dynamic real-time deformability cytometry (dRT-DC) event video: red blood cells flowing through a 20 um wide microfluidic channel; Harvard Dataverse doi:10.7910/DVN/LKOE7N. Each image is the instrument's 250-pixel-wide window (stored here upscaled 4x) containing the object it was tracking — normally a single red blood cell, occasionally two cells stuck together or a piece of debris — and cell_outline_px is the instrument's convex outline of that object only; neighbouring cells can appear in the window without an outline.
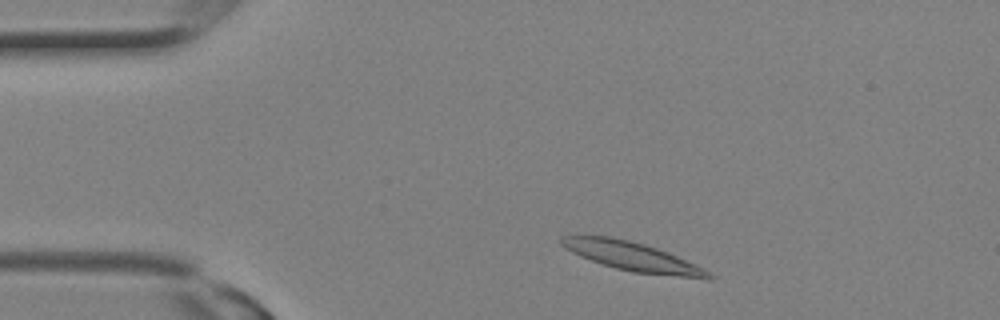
{"species": "Egyptian fruit bat (a non-hibernating species)", "species_latin": "Rousettus aegyptiacus", "temperature_condition": "room temperature", "stored_images_in_passage": 16, "camera_frame_rate_fps": 3000, "um_per_image_px": 0.085, "animal": {"sex": "female"}, "frame": {"image": 1, "passage_image": 2, "time_ms": 0.333, "image_size_px": [1000, 320], "cell_outline_px": [[716, 276], [712, 280], [632, 272], [616, 268], [580, 256], [564, 248], [560, 244], [560, 236], [608, 236], [628, 240], [644, 244], [668, 252], [696, 264], [704, 268]], "centroid_in_image_um": [53.82, 21.82], "position_along_channel_um": 31.2, "area_um2": 24.8}}
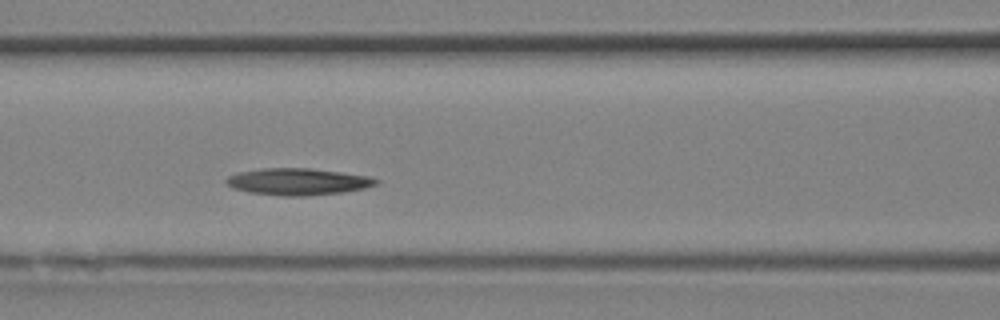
{"frame": {"image": 2, "passage_image": 9, "time_ms": 2.667, "image_size_px": [1000, 320], "cell_outline_px": [[380, 184], [364, 188], [344, 192], [304, 196], [284, 196], [248, 192], [232, 188], [224, 180], [228, 176], [240, 172], [264, 168], [312, 168], [368, 176], [380, 180]], "centroid_in_image_um": [25.34, 15.44], "position_along_channel_um": 141.3, "area_um2": 23.41}}
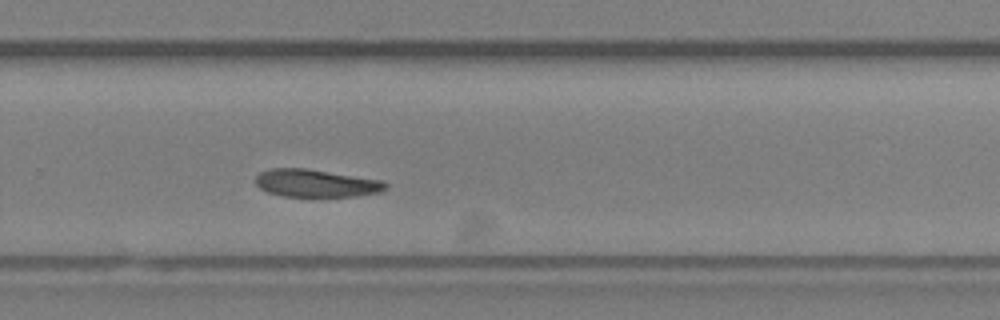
{"frame": {"image": 3, "passage_image": 16, "time_ms": 5.0, "image_size_px": [1000, 320], "cell_outline_px": [[388, 188], [380, 192], [356, 196], [284, 196], [268, 192], [260, 188], [256, 184], [256, 176], [260, 172], [268, 168], [308, 168], [384, 180], [388, 184]], "centroid_in_image_um": [26.9, 15.56], "position_along_channel_um": 302.9, "area_um2": 21.15}}